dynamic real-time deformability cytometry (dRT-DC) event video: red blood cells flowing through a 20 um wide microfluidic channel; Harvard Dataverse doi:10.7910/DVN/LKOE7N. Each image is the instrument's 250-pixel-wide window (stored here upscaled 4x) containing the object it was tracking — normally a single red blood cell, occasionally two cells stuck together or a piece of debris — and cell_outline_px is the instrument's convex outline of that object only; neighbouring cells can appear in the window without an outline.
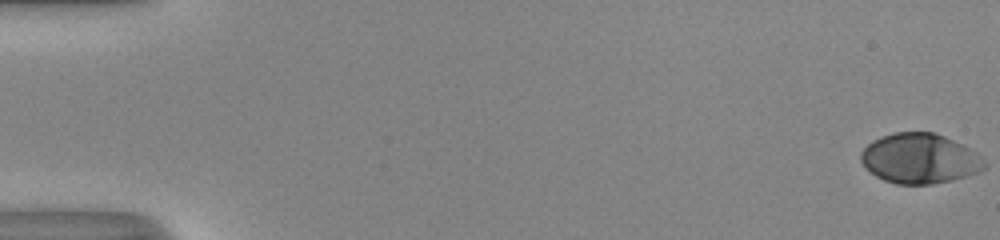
{"species": "human", "species_latin": "Homo sapiens", "temperature_condition": "room temperature", "stored_images_in_passage": 53, "camera_frame_rate_fps": 3000, "um_per_image_px": 0.085, "donor": {"sex": "male"}, "frame": {"image": 1, "passage_image": 1, "time_ms": 0.0, "image_size_px": [1000, 240], "cell_outline_px": [[984, 168], [980, 172], [932, 184], [896, 184], [884, 180], [876, 176], [860, 160], [860, 152], [872, 140], [880, 136], [892, 132], [932, 132], [944, 136], [964, 144], [980, 156], [984, 160]], "centroid_in_image_um": [78.16, 13.46], "position_along_channel_um": 6.8, "area_um2": 35.84}}
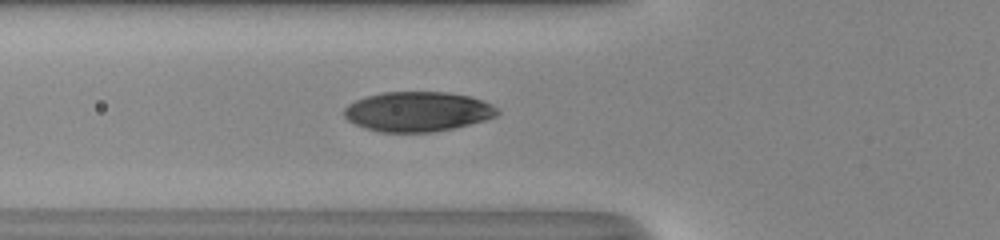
{"frame": {"image": 2, "passage_image": 21, "time_ms": 6.667, "image_size_px": [1000, 240], "cell_outline_px": [[500, 112], [496, 116], [484, 120], [452, 128], [432, 132], [380, 132], [364, 128], [348, 120], [344, 116], [344, 108], [348, 104], [356, 100], [368, 96], [384, 92], [448, 92], [472, 96], [492, 104]], "centroid_in_image_um": [35.5, 9.48], "position_along_channel_um": 90.3, "area_um2": 35.49}}
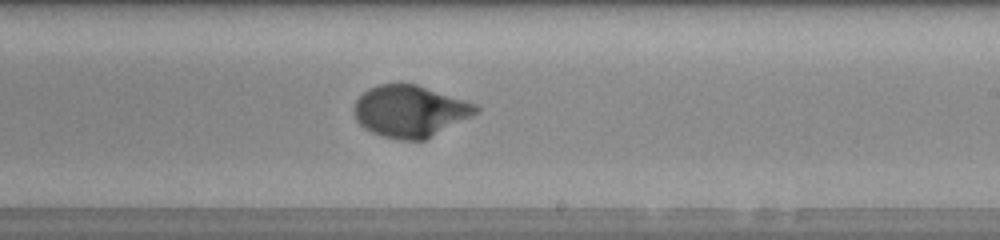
{"frame": {"image": 3, "passage_image": 33, "time_ms": 10.667, "image_size_px": [1000, 240], "cell_outline_px": [[480, 112], [424, 140], [400, 140], [384, 136], [372, 132], [364, 128], [356, 120], [352, 108], [356, 100], [368, 88], [380, 84], [416, 84], [476, 104], [480, 108]], "centroid_in_image_um": [34.84, 9.45], "position_along_channel_um": 254.2, "area_um2": 36.53}, "authors_computed_cell_mechanics": {"area_um2": 35.7782, "velocity_mm_per_s": 4.1009, "shape_relaxation_time_tau1_ms": 3.6283, "shape_relaxation_time_tau2_ms": null, "deformation_change_tau1": 0.205, "deformation_change_tau2": null}}